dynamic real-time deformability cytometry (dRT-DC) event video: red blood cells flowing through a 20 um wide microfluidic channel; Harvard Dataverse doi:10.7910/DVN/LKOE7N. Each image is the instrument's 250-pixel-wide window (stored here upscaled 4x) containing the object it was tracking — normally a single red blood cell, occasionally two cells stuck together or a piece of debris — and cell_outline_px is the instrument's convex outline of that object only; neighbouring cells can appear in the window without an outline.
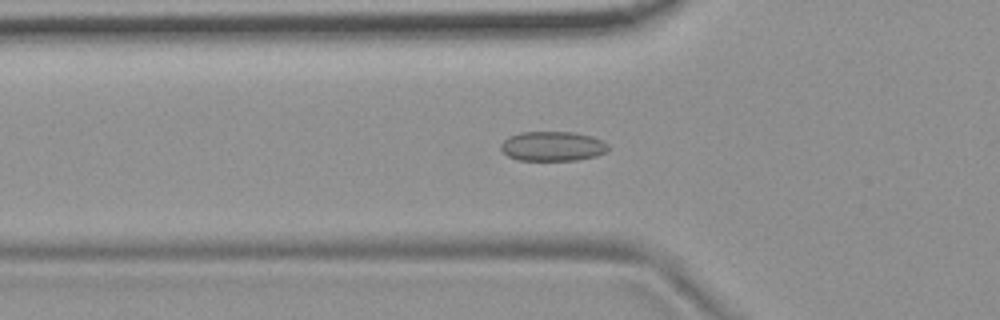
{"species": "common noctule bat (a hibernating species)", "species_latin": "Nyctalus noctula", "temperature_condition": "room temperature", "stored_images_in_passage": 44, "camera_frame_rate_fps": 3000, "um_per_image_px": 0.085, "animal": {"sex": "female", "body_mass_g": 19.9}, "frame": {"image": 1, "passage_image": 14, "time_ms": 4.333, "image_size_px": [1000, 320], "cell_outline_px": [[608, 152], [596, 156], [576, 160], [520, 160], [508, 156], [500, 148], [500, 144], [508, 136], [520, 132], [572, 132], [592, 136], [608, 144]], "centroid_in_image_um": [46.97, 12.43], "position_along_channel_um": 78.8, "area_um2": 18.55}}
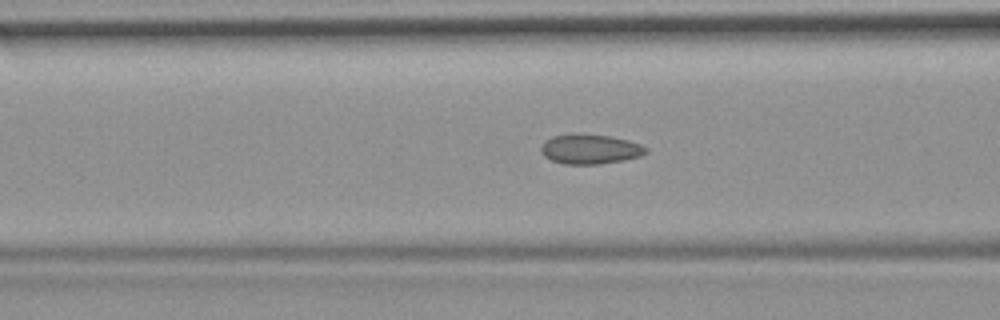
{"frame": {"image": 2, "passage_image": 17, "time_ms": 5.333, "image_size_px": [1000, 320], "cell_outline_px": [[648, 152], [640, 156], [624, 160], [596, 164], [564, 164], [552, 160], [544, 156], [540, 152], [540, 148], [552, 136], [572, 132], [580, 132], [612, 136], [628, 140], [640, 144], [648, 148]], "centroid_in_image_um": [50.16, 12.65], "position_along_channel_um": 116.4, "area_um2": 18.5}}
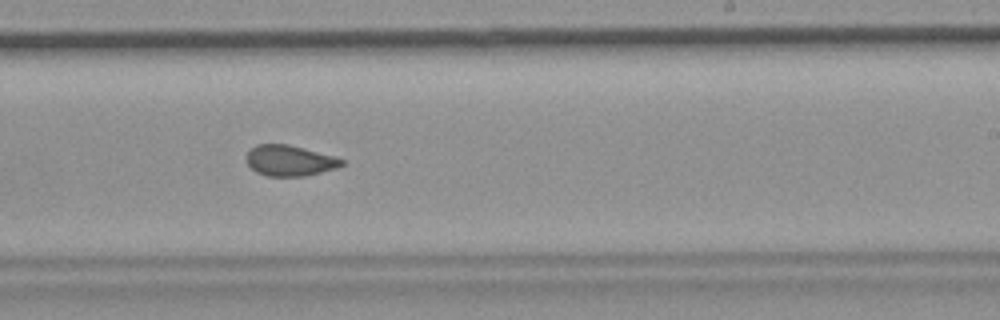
{"frame": {"image": 3, "passage_image": 29, "time_ms": 9.333, "image_size_px": [1000, 320], "cell_outline_px": [[344, 164], [336, 168], [304, 176], [268, 176], [256, 172], [244, 160], [248, 152], [256, 144], [288, 144], [332, 156], [344, 160]], "centroid_in_image_um": [24.58, 13.65], "position_along_channel_um": 264.4, "area_um2": 16.88}, "authors_computed_cell_mechanics": {"area_um2": 17.8024, "velocity_mm_per_s": 3.7104, "shape_relaxation_time_tau1_ms": null, "shape_relaxation_time_tau2_ms": 1.6606, "deformation_change_tau1": null, "deformation_change_tau2": 0.0695}}